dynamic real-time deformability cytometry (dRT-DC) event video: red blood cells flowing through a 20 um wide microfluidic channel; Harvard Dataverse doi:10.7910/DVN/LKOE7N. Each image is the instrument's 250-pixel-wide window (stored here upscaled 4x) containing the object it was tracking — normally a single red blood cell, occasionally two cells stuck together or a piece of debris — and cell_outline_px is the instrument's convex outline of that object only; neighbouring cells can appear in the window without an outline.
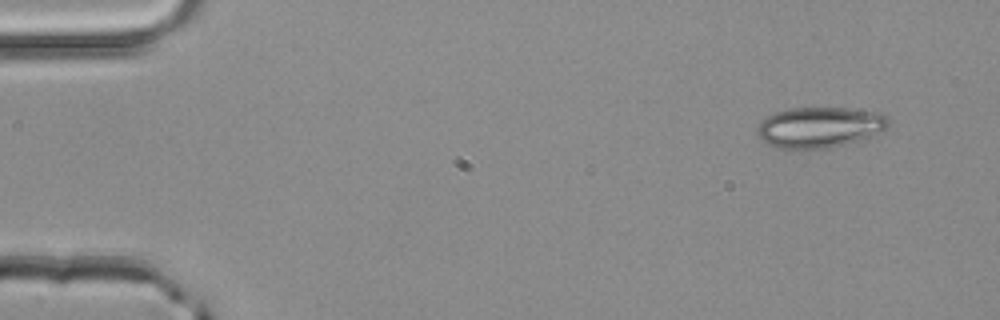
{"species": "common noctule bat (a hibernating species)", "species_latin": "Nyctalus noctula", "temperature_condition": "room temperature", "stored_images_in_passage": 3, "camera_frame_rate_fps": 3000, "um_per_image_px": 0.085, "animal": {"sex": "male", "body_mass_g": 20.4}, "frame": {"image": 1, "passage_image": 1, "time_ms": 0.0, "image_size_px": [1000, 320], "cell_outline_px": [[892, 120], [888, 128], [884, 132], [868, 140], [828, 148], [776, 148], [768, 144], [756, 132], [756, 128], [760, 120], [776, 112], [788, 108], [844, 108], [888, 112]], "centroid_in_image_um": [69.82, 10.81], "position_along_channel_um": 15.2, "area_um2": 32.14}}